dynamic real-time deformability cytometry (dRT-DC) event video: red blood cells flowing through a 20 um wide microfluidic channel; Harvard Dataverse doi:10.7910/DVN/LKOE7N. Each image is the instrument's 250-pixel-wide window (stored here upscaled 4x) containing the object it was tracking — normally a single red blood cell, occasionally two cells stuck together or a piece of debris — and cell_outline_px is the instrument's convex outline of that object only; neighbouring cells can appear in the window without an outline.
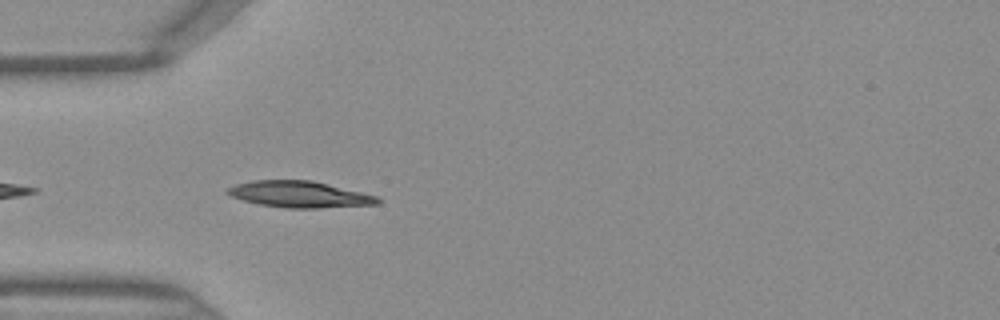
{"species": "Egyptian fruit bat (a non-hibernating species)", "species_latin": "Rousettus aegyptiacus", "temperature_condition": "warm", "stored_images_in_passage": 9, "camera_frame_rate_fps": 3000, "um_per_image_px": 0.085, "frame": {"image": 1, "passage_image": 2, "time_ms": 0.333, "image_size_px": [1000, 320], "cell_outline_px": [[380, 204], [320, 208], [288, 208], [260, 204], [244, 200], [232, 196], [224, 192], [228, 188], [236, 184], [252, 180], [312, 180], [376, 196], [380, 200]], "centroid_in_image_um": [25.45, 16.52], "position_along_channel_um": 59.6, "area_um2": 22.83}}